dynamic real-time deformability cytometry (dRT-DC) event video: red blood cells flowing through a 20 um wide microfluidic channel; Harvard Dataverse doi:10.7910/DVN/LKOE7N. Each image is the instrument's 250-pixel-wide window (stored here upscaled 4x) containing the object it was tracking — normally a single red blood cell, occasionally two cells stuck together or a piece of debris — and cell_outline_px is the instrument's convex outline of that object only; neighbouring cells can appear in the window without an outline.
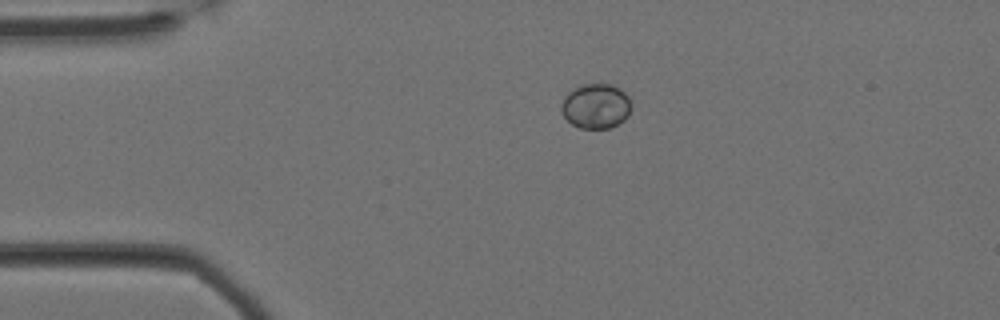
{"species": "Egyptian fruit bat (a non-hibernating species)", "species_latin": "Rousettus aegyptiacus", "temperature_condition": "cold", "stored_images_in_passage": 48, "camera_frame_rate_fps": 3000, "um_per_image_px": 0.085, "animal": {"sex": "female"}, "frame": {"image": 1, "passage_image": 1, "time_ms": 0.0, "image_size_px": [1000, 320], "cell_outline_px": [[632, 108], [628, 116], [624, 120], [608, 128], [580, 128], [572, 124], [564, 116], [560, 108], [560, 104], [564, 96], [568, 92], [584, 84], [612, 84], [620, 88], [628, 96], [632, 104]], "centroid_in_image_um": [50.66, 9.01], "position_along_channel_um": 34.3, "area_um2": 18.38}}
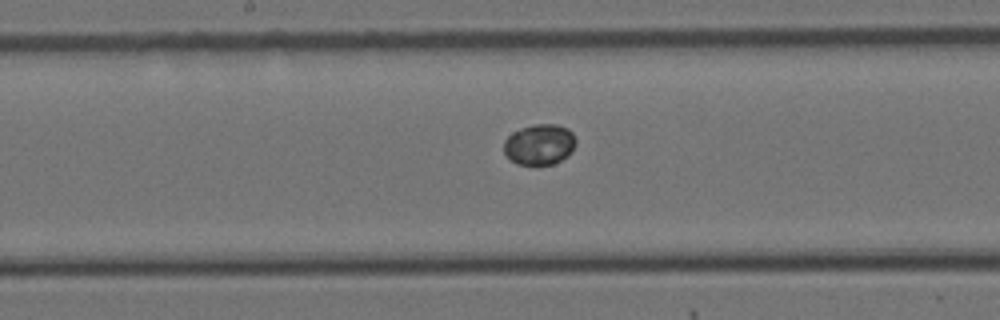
{"frame": {"image": 2, "passage_image": 19, "time_ms": 6.0, "image_size_px": [1000, 320], "cell_outline_px": [[576, 144], [572, 152], [568, 156], [552, 164], [536, 168], [516, 164], [504, 152], [504, 140], [512, 132], [520, 128], [536, 124], [556, 124], [568, 128], [572, 132], [576, 140]], "centroid_in_image_um": [45.86, 12.32], "position_along_channel_um": 202.3, "area_um2": 17.63}}
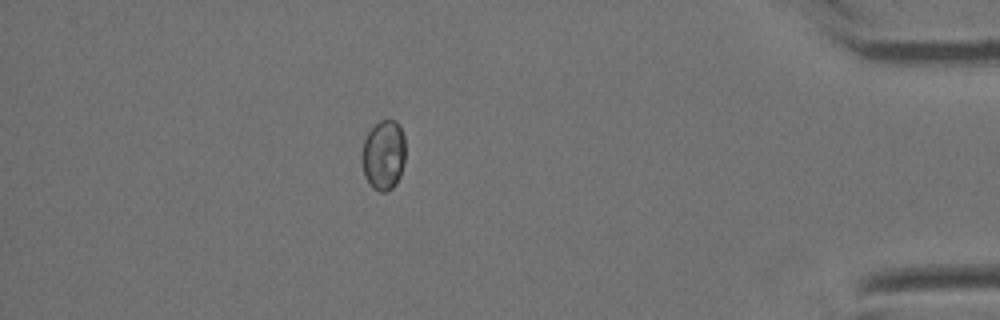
{"frame": {"image": 3, "passage_image": 41, "time_ms": 13.333, "image_size_px": [1000, 320], "cell_outline_px": [[404, 164], [400, 176], [396, 184], [392, 188], [384, 192], [380, 192], [372, 188], [364, 176], [360, 156], [364, 140], [368, 132], [380, 120], [396, 120], [400, 124], [404, 136]], "centroid_in_image_um": [32.59, 13.18], "position_along_channel_um": 402.6, "area_um2": 18.03}}